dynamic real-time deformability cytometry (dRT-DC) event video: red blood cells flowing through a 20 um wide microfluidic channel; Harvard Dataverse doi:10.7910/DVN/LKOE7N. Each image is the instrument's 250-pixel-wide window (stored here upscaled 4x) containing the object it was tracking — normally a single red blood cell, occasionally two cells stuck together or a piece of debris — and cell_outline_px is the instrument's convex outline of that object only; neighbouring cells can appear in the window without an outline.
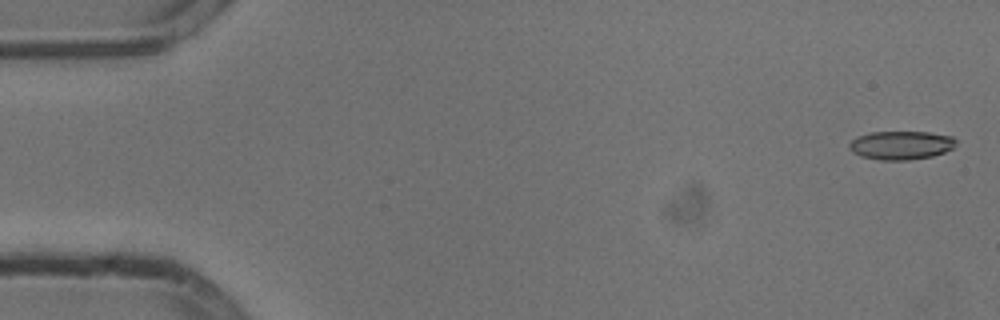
{"species": "common noctule bat (a hibernating species)", "species_latin": "Nyctalus noctula", "temperature_condition": "cold", "stored_images_in_passage": 24, "camera_frame_rate_fps": 3000, "um_per_image_px": 0.085, "animal": {"sex": "male", "body_mass_g": 13.3}, "frame": {"image": 1, "passage_image": 1, "time_ms": 0.0, "image_size_px": [1000, 320], "cell_outline_px": [[956, 140], [952, 148], [944, 152], [932, 156], [908, 160], [884, 160], [864, 156], [856, 152], [848, 144], [852, 140], [860, 136], [872, 132], [924, 132], [952, 136]], "centroid_in_image_um": [76.64, 12.34], "position_along_channel_um": 8.4, "area_um2": 17.22}}
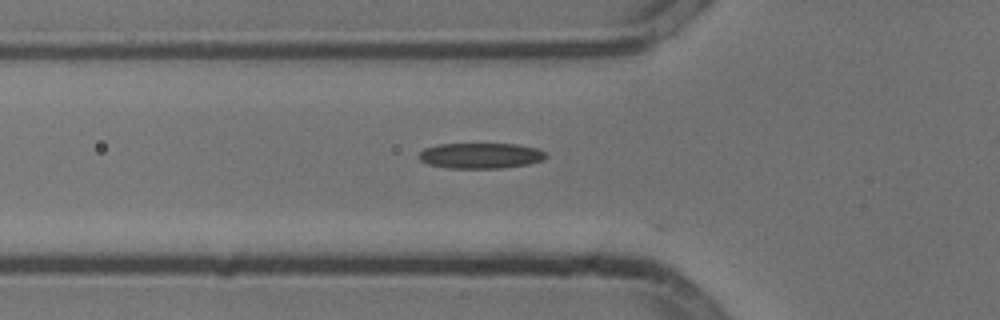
{"frame": {"image": 2, "passage_image": 18, "time_ms": 5.667, "image_size_px": [1000, 320], "cell_outline_px": [[548, 156], [544, 160], [528, 164], [500, 168], [448, 168], [428, 164], [420, 160], [420, 152], [424, 148], [436, 144], [516, 144], [536, 148], [544, 152]], "centroid_in_image_um": [40.85, 13.23], "position_along_channel_um": 84.9, "area_um2": 18.9}}
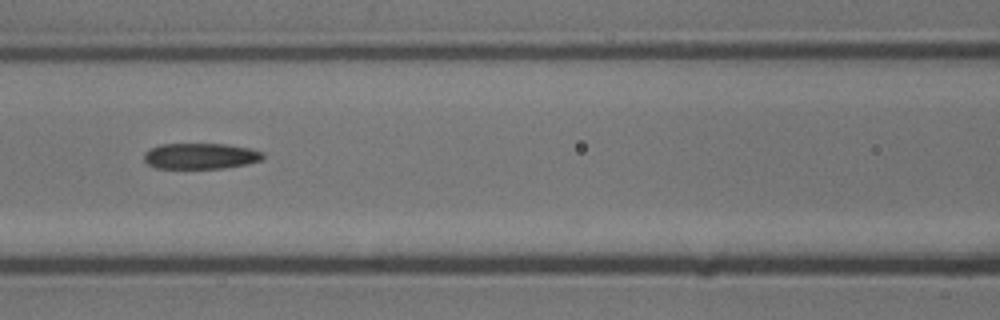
{"frame": {"image": 3, "passage_image": 23, "time_ms": 7.333, "image_size_px": [1000, 320], "cell_outline_px": [[264, 156], [260, 160], [244, 164], [220, 168], [156, 168], [148, 164], [144, 160], [144, 156], [152, 148], [160, 144], [224, 144], [248, 148], [260, 152]], "centroid_in_image_um": [17.0, 13.26], "position_along_channel_um": 149.6, "area_um2": 17.46}}